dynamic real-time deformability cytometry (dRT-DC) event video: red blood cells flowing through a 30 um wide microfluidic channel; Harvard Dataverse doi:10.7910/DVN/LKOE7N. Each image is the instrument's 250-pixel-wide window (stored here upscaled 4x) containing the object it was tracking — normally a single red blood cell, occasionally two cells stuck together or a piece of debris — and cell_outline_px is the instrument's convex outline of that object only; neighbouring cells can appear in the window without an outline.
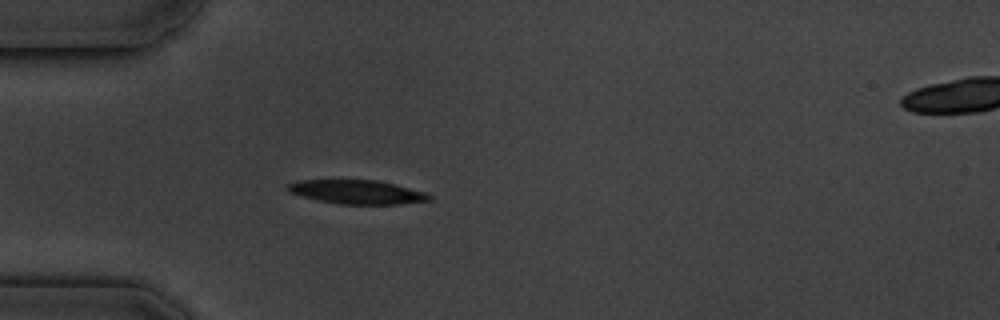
{"species": "common noctule bat (a hibernating species)", "species_latin": "Nyctalus noctula", "temperature_condition": "cold", "stored_images_in_passage": 5, "segment_of_instrument_passage": [1, 2], "camera_frame_rate_fps": 3000, "um_per_image_px": 0.085, "animal": {"sex": "male", "body_mass_g": 19.5, "forearm_length_mm": 54.6}, "frame": {"image": 1, "passage_image": 4, "time_ms": 3.333, "image_size_px": [1000, 320], "cell_outline_px": [[432, 200], [400, 204], [340, 204], [320, 200], [288, 192], [288, 184], [300, 180], [376, 180], [424, 192], [432, 196]], "centroid_in_image_um": [30.36, 16.32], "position_along_channel_um": 54.6, "area_um2": 19.31}}